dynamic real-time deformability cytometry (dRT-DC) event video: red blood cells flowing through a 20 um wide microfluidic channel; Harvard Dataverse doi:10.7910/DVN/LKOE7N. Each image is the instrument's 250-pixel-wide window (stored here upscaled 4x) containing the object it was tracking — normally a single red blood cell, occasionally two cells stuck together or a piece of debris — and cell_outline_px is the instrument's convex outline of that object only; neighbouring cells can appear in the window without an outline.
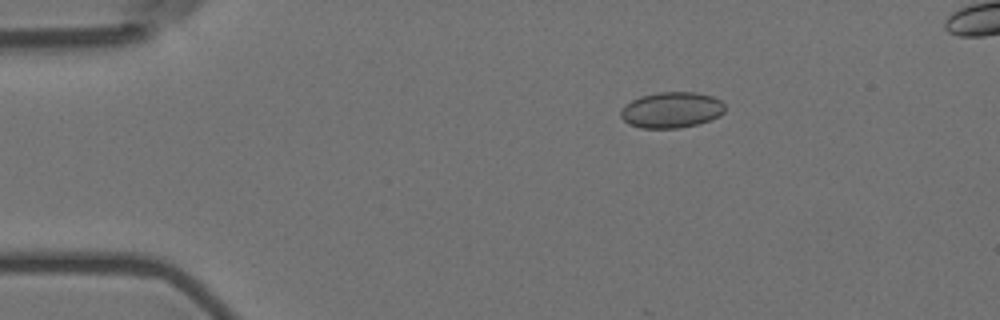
{"species": "Egyptian fruit bat (a non-hibernating species)", "species_latin": "Rousettus aegyptiacus", "temperature_condition": "room temperature", "stored_images_in_passage": 6, "camera_frame_rate_fps": 3000, "um_per_image_px": 0.085, "animal": {"sex": "female"}, "frame": {"image": 1, "passage_image": 3, "time_ms": 0.667, "image_size_px": [1000, 320], "cell_outline_px": [[724, 112], [720, 116], [712, 120], [680, 128], [640, 128], [628, 124], [620, 116], [620, 112], [624, 104], [640, 96], [660, 92], [696, 92], [712, 96], [720, 100], [724, 104]], "centroid_in_image_um": [57.07, 9.35], "position_along_channel_um": 27.9, "area_um2": 21.96}}